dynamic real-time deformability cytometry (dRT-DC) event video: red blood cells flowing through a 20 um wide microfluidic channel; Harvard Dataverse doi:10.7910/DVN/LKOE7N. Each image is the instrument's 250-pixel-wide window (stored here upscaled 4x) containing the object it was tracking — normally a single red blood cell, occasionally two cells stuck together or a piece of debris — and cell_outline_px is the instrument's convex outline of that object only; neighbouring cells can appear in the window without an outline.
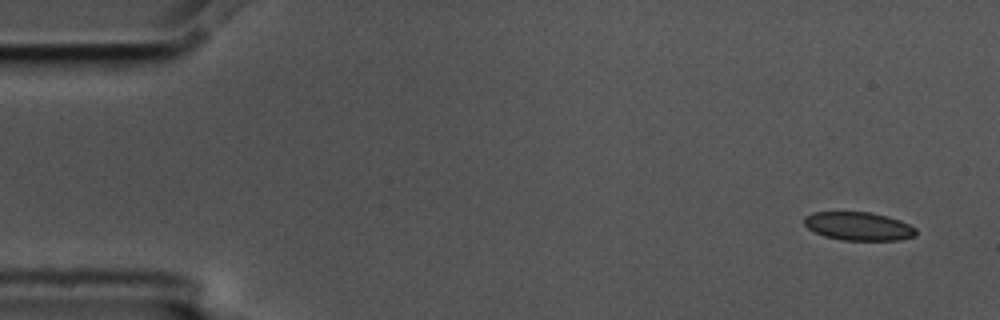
{"species": "common noctule bat (a hibernating species)", "species_latin": "Nyctalus noctula", "temperature_condition": "cold", "stored_images_in_passage": 4, "camera_frame_rate_fps": 3000, "um_per_image_px": 0.085, "animal": {"sex": "male", "body_mass_g": 17.5, "forearm_length_mm": 52.3}, "frame": {"image": 1, "passage_image": 1, "time_ms": 0.0, "image_size_px": [1000, 320], "cell_outline_px": [[916, 236], [900, 240], [844, 240], [824, 236], [808, 228], [804, 224], [804, 216], [812, 212], [872, 212], [888, 216], [900, 220], [916, 228]], "centroid_in_image_um": [72.99, 19.22], "position_along_channel_um": 12.0, "area_um2": 18.55}}
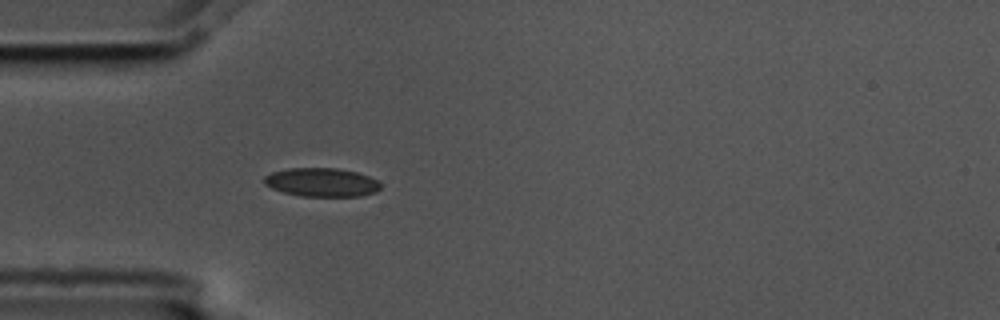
{"frame": {"image": 2, "passage_image": 4, "time_ms": 1.0, "image_size_px": [1000, 320], "cell_outline_px": [[380, 188], [376, 192], [360, 196], [300, 196], [284, 192], [272, 188], [264, 184], [264, 176], [272, 172], [288, 168], [336, 168], [356, 172], [380, 180]], "centroid_in_image_um": [27.35, 15.49], "position_along_channel_um": 57.6, "area_um2": 19.48}}